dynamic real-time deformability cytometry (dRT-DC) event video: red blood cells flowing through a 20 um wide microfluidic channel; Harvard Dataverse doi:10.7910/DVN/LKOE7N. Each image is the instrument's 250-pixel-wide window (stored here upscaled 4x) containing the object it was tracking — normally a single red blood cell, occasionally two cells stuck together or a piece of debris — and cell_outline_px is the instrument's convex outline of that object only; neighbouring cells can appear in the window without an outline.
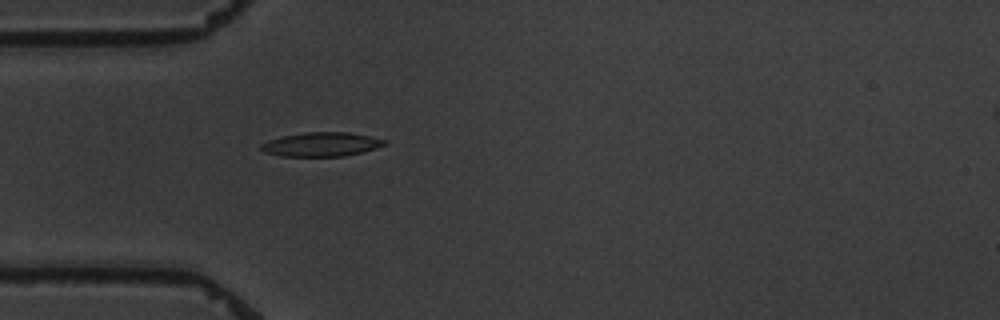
{"species": "common noctule bat (a hibernating species)", "species_latin": "Nyctalus noctula", "temperature_condition": "warm", "stored_images_in_passage": 1, "camera_frame_rate_fps": 3000, "um_per_image_px": 0.085, "animal": {"sex": "male", "body_mass_g": 19.5, "forearm_length_mm": 54.6}, "frame": {"image": 1, "passage_image": 1, "time_ms": 0.0, "image_size_px": [1000, 320], "cell_outline_px": [[388, 144], [376, 148], [344, 156], [280, 156], [264, 152], [260, 148], [260, 144], [268, 140], [284, 136], [304, 132], [348, 132], [388, 140]], "centroid_in_image_um": [27.32, 12.27], "position_along_channel_um": 57.7, "area_um2": 17.28}}